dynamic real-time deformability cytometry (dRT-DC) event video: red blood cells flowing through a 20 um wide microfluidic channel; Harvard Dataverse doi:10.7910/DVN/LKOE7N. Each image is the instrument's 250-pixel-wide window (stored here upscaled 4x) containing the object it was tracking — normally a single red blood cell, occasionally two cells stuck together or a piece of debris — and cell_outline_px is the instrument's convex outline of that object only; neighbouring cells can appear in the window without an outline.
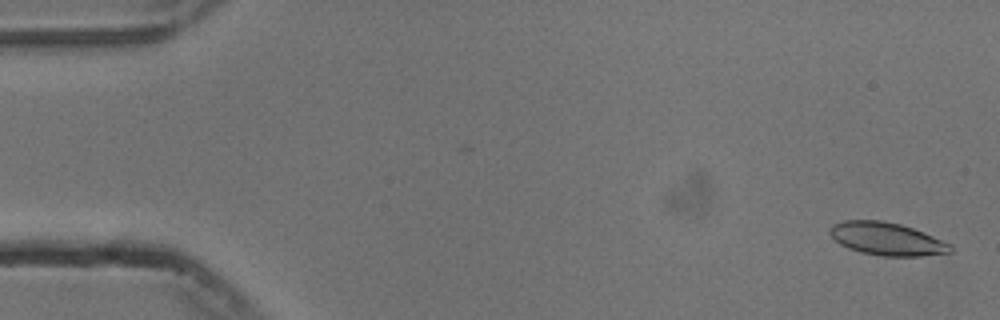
{"species": "common noctule bat (a hibernating species)", "species_latin": "Nyctalus noctula", "temperature_condition": "cold", "stored_images_in_passage": 55, "camera_frame_rate_fps": 3000, "um_per_image_px": 0.085, "animal": {"sex": "male", "body_mass_g": 13.3}, "frame": {"image": 1, "passage_image": 2, "time_ms": 0.333, "image_size_px": [1000, 320], "cell_outline_px": [[952, 252], [920, 256], [880, 256], [860, 252], [848, 248], [840, 244], [828, 232], [832, 224], [844, 220], [880, 220], [900, 224], [924, 232], [952, 244]], "centroid_in_image_um": [75.38, 20.3], "position_along_channel_um": 9.6, "area_um2": 23.12}}
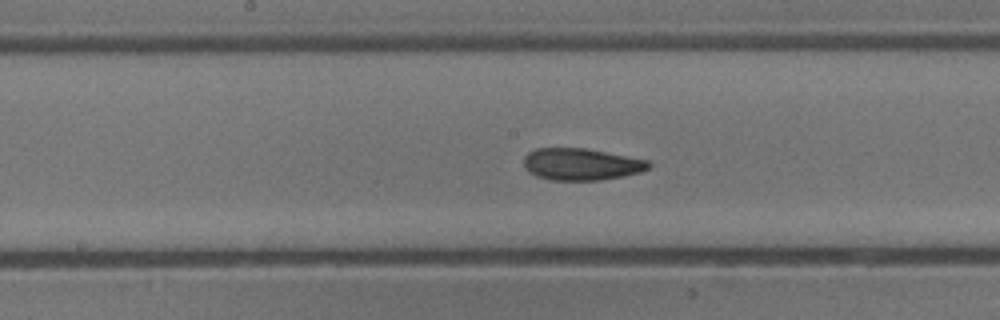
{"frame": {"image": 2, "passage_image": 28, "time_ms": 9.0, "image_size_px": [1000, 320], "cell_outline_px": [[652, 164], [648, 168], [640, 172], [600, 180], [552, 180], [536, 176], [528, 172], [524, 164], [524, 156], [528, 152], [536, 148], [584, 148], [648, 160]], "centroid_in_image_um": [49.37, 13.96], "position_along_channel_um": 198.8, "area_um2": 23.06}}
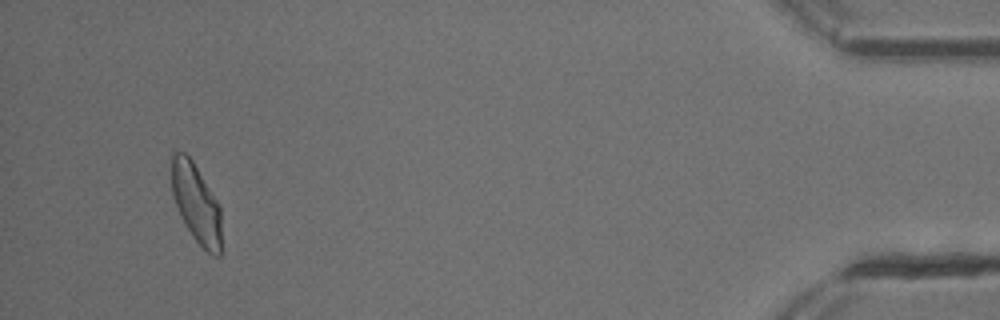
{"frame": {"image": 3, "passage_image": 52, "time_ms": 17.0, "image_size_px": [1000, 320], "cell_outline_px": [[220, 256], [212, 256], [192, 236], [184, 224], [172, 196], [172, 152], [184, 152], [192, 160], [216, 200], [220, 208]], "centroid_in_image_um": [16.65, 17.29], "position_along_channel_um": 418.5, "area_um2": 22.54}, "authors_computed_cell_mechanics": {"area_um2": 23.12, "velocity_mm_per_s": 3.7383, "shape_relaxation_time_tau1_ms": 6.5387, "shape_relaxation_time_tau2_ms": 3.7046, "deformation_change_tau1": 0.1786, "deformation_change_tau2": 0.1095}}